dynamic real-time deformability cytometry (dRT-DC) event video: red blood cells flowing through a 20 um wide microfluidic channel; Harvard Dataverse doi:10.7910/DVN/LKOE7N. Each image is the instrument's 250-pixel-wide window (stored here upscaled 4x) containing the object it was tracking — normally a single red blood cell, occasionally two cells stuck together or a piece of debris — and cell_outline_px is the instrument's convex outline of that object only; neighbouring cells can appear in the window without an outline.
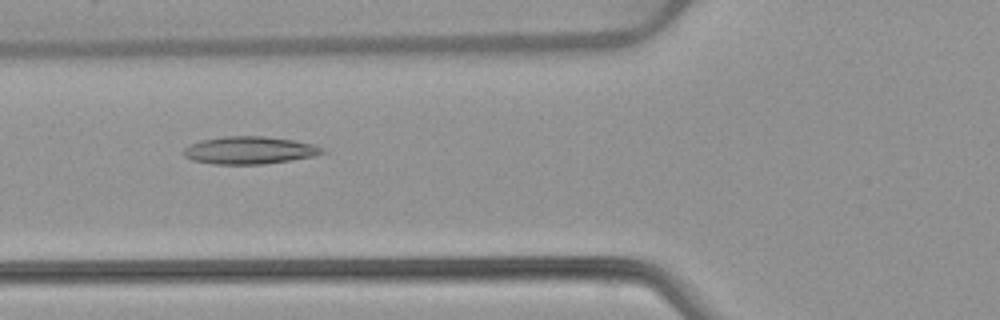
{"species": "common noctule bat (a hibernating species)", "species_latin": "Nyctalus noctula", "temperature_condition": "warm", "stored_images_in_passage": 52, "camera_frame_rate_fps": 3000, "um_per_image_px": 0.085, "animal": {"sex": "female", "body_mass_g": 22.7, "forearm_length_mm": 54.2}, "frame": {"image": 1, "passage_image": 20, "time_ms": 6.333, "image_size_px": [1000, 320], "cell_outline_px": [[328, 152], [312, 156], [264, 164], [212, 164], [192, 160], [184, 156], [184, 148], [188, 144], [200, 140], [224, 136], [264, 136], [292, 140], [312, 144], [324, 148]], "centroid_in_image_um": [21.17, 12.77], "position_along_channel_um": 104.6, "area_um2": 22.25}}
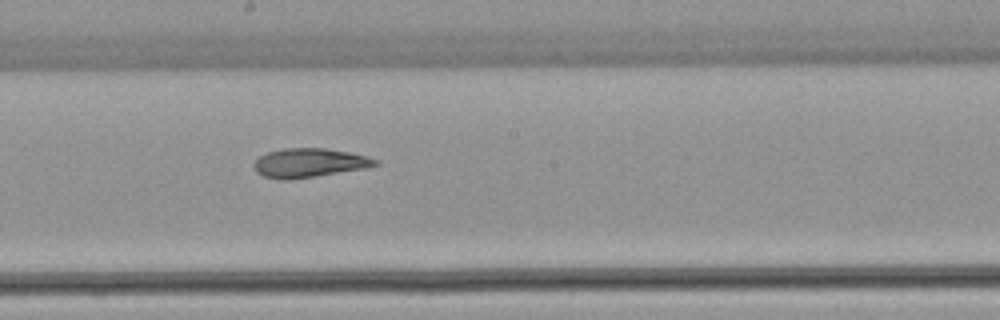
{"frame": {"image": 2, "passage_image": 29, "time_ms": 9.333, "image_size_px": [1000, 320], "cell_outline_px": [[380, 164], [364, 168], [288, 180], [280, 180], [264, 176], [256, 172], [252, 164], [260, 156], [268, 152], [284, 148], [324, 148], [348, 152], [368, 156], [380, 160]], "centroid_in_image_um": [26.28, 13.84], "position_along_channel_um": 221.9, "area_um2": 20.4}}
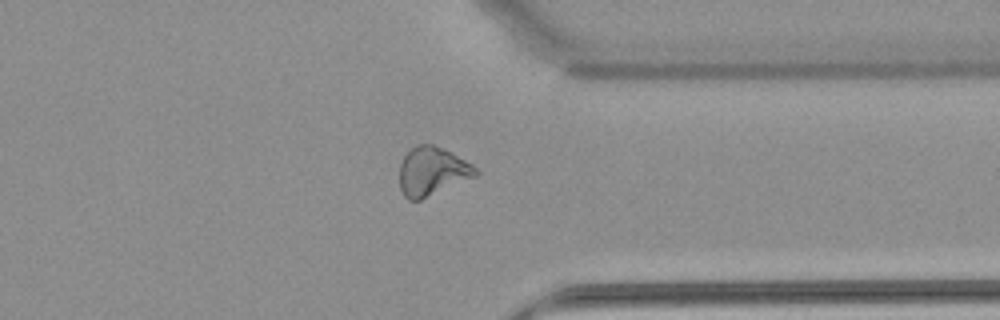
{"frame": {"image": 3, "passage_image": 41, "time_ms": 13.333, "image_size_px": [1000, 320], "cell_outline_px": [[480, 172], [476, 176], [420, 200], [408, 200], [404, 196], [400, 188], [400, 164], [404, 156], [416, 144], [432, 144], [472, 164]], "centroid_in_image_um": [36.71, 14.58], "position_along_channel_um": 374.7, "area_um2": 21.21}, "authors_computed_cell_mechanics": {"area_um2": 22.6287, "velocity_mm_per_s": 3.9091, "shape_relaxation_time_tau1_ms": null, "shape_relaxation_time_tau2_ms": 3.0064, "deformation_change_tau1": null, "deformation_change_tau2": 0.1106}}